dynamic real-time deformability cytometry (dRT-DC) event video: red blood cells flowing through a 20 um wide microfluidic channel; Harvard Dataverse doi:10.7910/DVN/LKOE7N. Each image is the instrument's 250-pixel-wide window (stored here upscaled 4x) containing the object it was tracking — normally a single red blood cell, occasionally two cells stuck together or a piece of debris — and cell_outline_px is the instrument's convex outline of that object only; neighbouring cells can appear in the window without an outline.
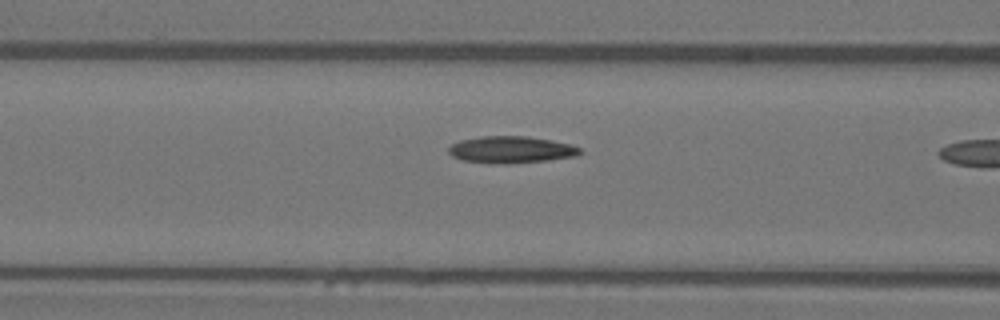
{"species": "Egyptian fruit bat (a non-hibernating species)", "species_latin": "Rousettus aegyptiacus", "temperature_condition": "warm", "stored_images_in_passage": 8, "camera_frame_rate_fps": 3000, "um_per_image_px": 0.085, "animal": {"sex": "female"}, "frame": {"image": 1, "passage_image": 7, "time_ms": 2.0, "image_size_px": [1000, 320], "cell_outline_px": [[584, 152], [576, 156], [544, 160], [504, 164], [464, 160], [452, 156], [448, 152], [448, 148], [452, 144], [460, 140], [480, 136], [528, 136], [552, 140], [572, 144], [580, 148]], "centroid_in_image_um": [43.47, 12.7], "position_along_channel_um": 123.1, "area_um2": 20.46}}